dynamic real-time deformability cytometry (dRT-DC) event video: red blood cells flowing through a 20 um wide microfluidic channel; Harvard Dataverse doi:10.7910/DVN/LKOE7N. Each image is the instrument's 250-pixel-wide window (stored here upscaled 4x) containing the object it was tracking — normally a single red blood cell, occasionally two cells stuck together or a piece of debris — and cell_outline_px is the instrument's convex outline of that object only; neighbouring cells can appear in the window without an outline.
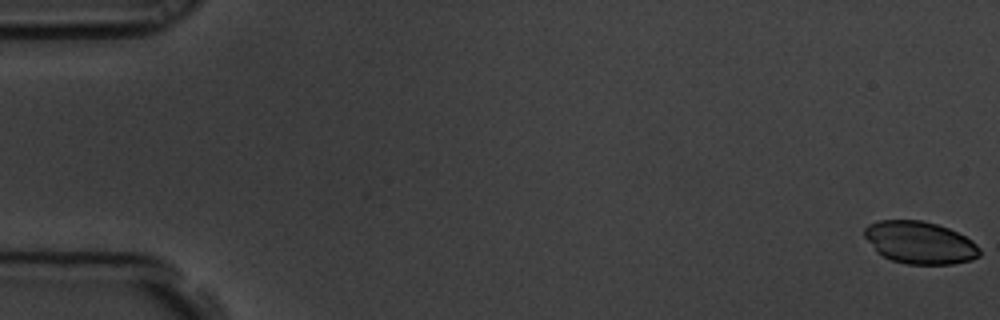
{"species": "common noctule bat (a hibernating species)", "species_latin": "Nyctalus noctula", "temperature_condition": "room temperature", "stored_images_in_passage": 8, "camera_frame_rate_fps": 3000, "um_per_image_px": 0.085, "animal": {"sex": "male", "body_mass_g": 19.5, "forearm_length_mm": 54.6}, "frame": {"image": 1, "passage_image": 1, "time_ms": 0.0, "image_size_px": [1000, 320], "cell_outline_px": [[980, 256], [972, 260], [952, 264], [908, 264], [892, 260], [876, 252], [864, 236], [864, 228], [868, 224], [880, 220], [920, 220], [936, 224], [948, 228], [972, 240], [980, 248]], "centroid_in_image_um": [78.18, 20.62], "position_along_channel_um": 6.8, "area_um2": 28.44}}